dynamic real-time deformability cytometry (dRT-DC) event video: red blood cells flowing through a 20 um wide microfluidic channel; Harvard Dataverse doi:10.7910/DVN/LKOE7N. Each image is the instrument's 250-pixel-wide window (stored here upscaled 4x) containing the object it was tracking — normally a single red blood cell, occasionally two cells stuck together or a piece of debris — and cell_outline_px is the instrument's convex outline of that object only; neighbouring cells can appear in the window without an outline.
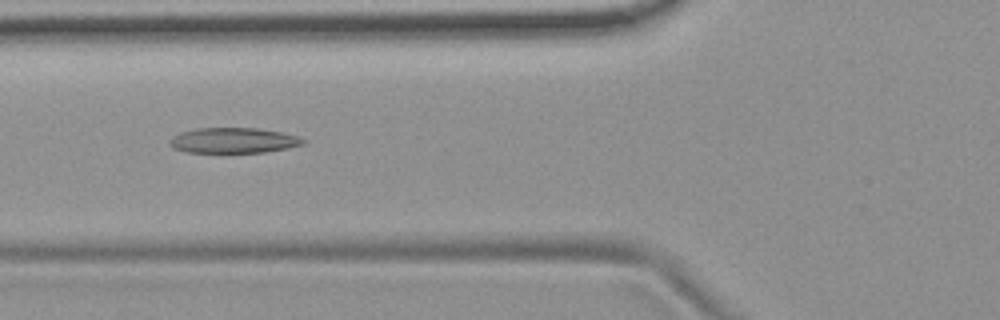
{"species": "common noctule bat (a hibernating species)", "species_latin": "Nyctalus noctula", "temperature_condition": "room temperature", "stored_images_in_passage": 52, "camera_frame_rate_fps": 3000, "um_per_image_px": 0.085, "animal": {"sex": "female", "body_mass_g": 19.9}, "frame": {"image": 1, "passage_image": 19, "time_ms": 6.0, "image_size_px": [1000, 320], "cell_outline_px": [[304, 144], [288, 148], [264, 152], [184, 152], [172, 148], [168, 144], [168, 140], [172, 136], [180, 132], [196, 128], [256, 128], [280, 132], [296, 136], [304, 140]], "centroid_in_image_um": [19.76, 11.94], "position_along_channel_um": 106.0, "area_um2": 19.71}}
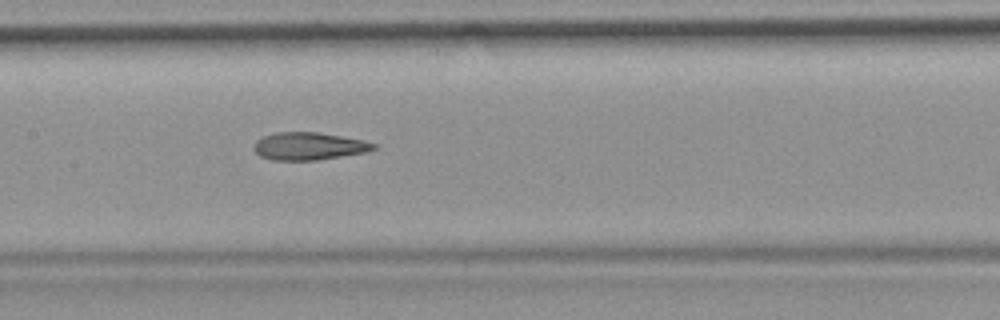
{"frame": {"image": 2, "passage_image": 25, "time_ms": 8.0, "image_size_px": [1000, 320], "cell_outline_px": [[380, 148], [364, 152], [316, 160], [272, 160], [260, 156], [256, 152], [256, 140], [264, 136], [276, 132], [320, 132], [364, 140], [376, 144]], "centroid_in_image_um": [26.29, 12.41], "position_along_channel_um": 181.1, "area_um2": 19.13}}
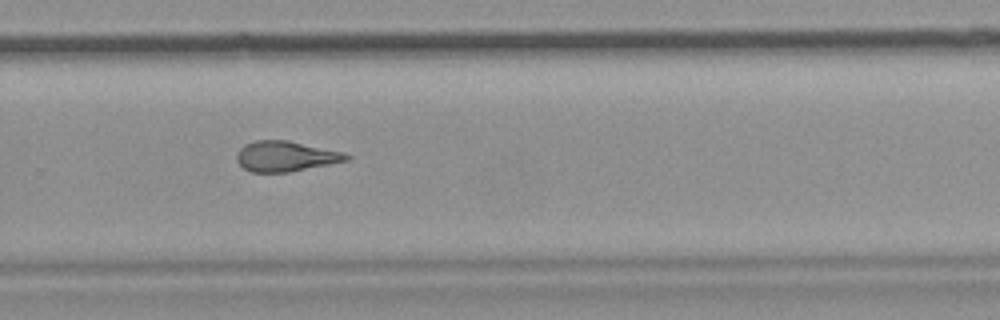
{"frame": {"image": 3, "passage_image": 35, "time_ms": 11.333, "image_size_px": [1000, 320], "cell_outline_px": [[352, 156], [348, 160], [288, 172], [252, 172], [244, 168], [236, 160], [236, 156], [240, 148], [244, 144], [256, 140], [288, 140], [344, 152]], "centroid_in_image_um": [24.27, 13.27], "position_along_channel_um": 305.5, "area_um2": 19.31}, "authors_computed_cell_mechanics": {"area_um2": 19.7676, "velocity_mm_per_s": 3.7474, "shape_relaxation_time_tau1_ms": null, "shape_relaxation_time_tau2_ms": 2.7754, "deformation_change_tau1": null, "deformation_change_tau2": 0.1278}}